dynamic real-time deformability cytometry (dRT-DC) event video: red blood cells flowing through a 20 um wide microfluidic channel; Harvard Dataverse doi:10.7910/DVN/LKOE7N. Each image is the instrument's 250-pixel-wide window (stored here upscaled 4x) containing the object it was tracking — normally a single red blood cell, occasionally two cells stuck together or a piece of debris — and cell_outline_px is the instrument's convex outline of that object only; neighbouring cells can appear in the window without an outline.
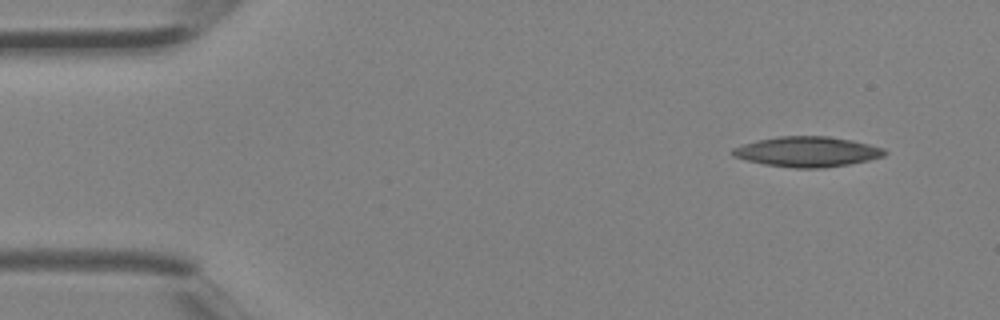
{"species": "Egyptian fruit bat (a non-hibernating species)", "species_latin": "Rousettus aegyptiacus", "temperature_condition": "room temperature", "stored_images_in_passage": 3, "camera_frame_rate_fps": 3000, "um_per_image_px": 0.085, "animal": {"sex": "female"}, "frame": {"image": 1, "passage_image": 1, "time_ms": 0.0, "image_size_px": [1000, 320], "cell_outline_px": [[888, 152], [884, 156], [868, 160], [848, 164], [824, 168], [792, 168], [764, 164], [732, 156], [728, 152], [732, 148], [756, 140], [780, 136], [828, 136], [852, 140], [884, 148]], "centroid_in_image_um": [68.6, 12.89], "position_along_channel_um": 16.4, "area_um2": 26.82}}
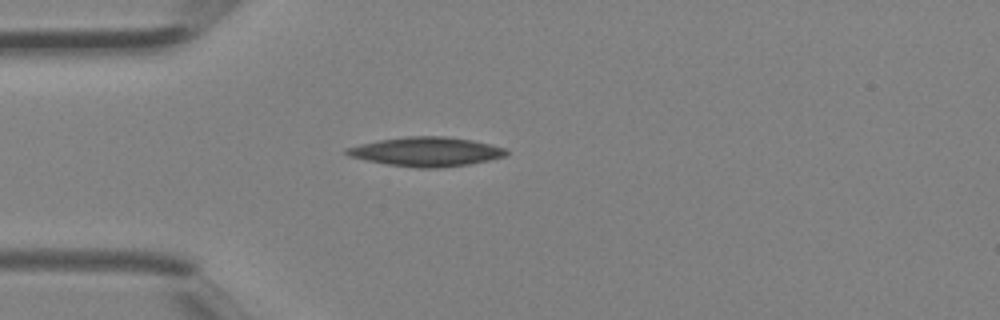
{"frame": {"image": 2, "passage_image": 3, "time_ms": 0.667, "image_size_px": [1000, 320], "cell_outline_px": [[508, 156], [468, 164], [440, 168], [416, 168], [388, 164], [348, 156], [344, 152], [344, 148], [360, 144], [380, 140], [408, 136], [444, 136], [472, 140], [492, 144], [508, 148]], "centroid_in_image_um": [36.28, 12.89], "position_along_channel_um": 48.7, "area_um2": 27.22}}